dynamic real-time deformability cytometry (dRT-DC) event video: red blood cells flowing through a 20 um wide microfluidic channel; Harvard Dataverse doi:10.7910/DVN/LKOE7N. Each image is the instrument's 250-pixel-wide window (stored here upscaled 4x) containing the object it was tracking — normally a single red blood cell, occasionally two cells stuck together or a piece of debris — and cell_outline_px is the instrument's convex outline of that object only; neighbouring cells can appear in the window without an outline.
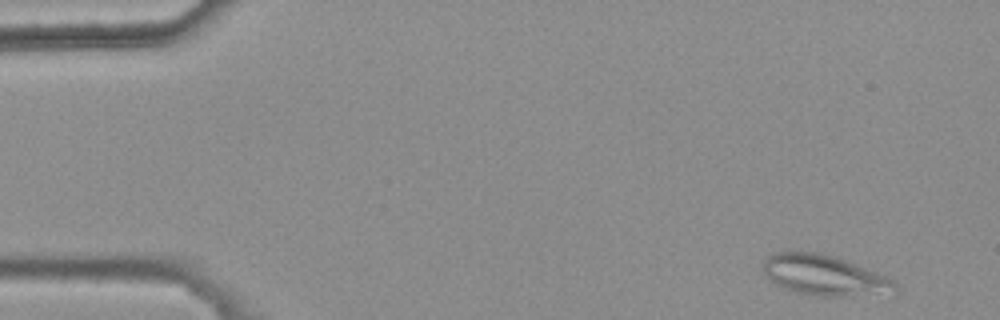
{"species": "common noctule bat (a hibernating species)", "species_latin": "Nyctalus noctula", "temperature_condition": "warm", "stored_images_in_passage": 5, "camera_frame_rate_fps": 3000, "um_per_image_px": 0.085, "animal": {"sex": "female", "body_mass_g": 25.1}, "frame": {"image": 1, "passage_image": 1, "time_ms": 0.0, "image_size_px": [1000, 320], "cell_outline_px": [[900, 292], [848, 296], [816, 296], [796, 292], [784, 288], [768, 280], [764, 276], [764, 260], [772, 252], [820, 252], [836, 256], [888, 276], [896, 284]], "centroid_in_image_um": [70.08, 23.4], "position_along_channel_um": 14.9, "area_um2": 31.39}}